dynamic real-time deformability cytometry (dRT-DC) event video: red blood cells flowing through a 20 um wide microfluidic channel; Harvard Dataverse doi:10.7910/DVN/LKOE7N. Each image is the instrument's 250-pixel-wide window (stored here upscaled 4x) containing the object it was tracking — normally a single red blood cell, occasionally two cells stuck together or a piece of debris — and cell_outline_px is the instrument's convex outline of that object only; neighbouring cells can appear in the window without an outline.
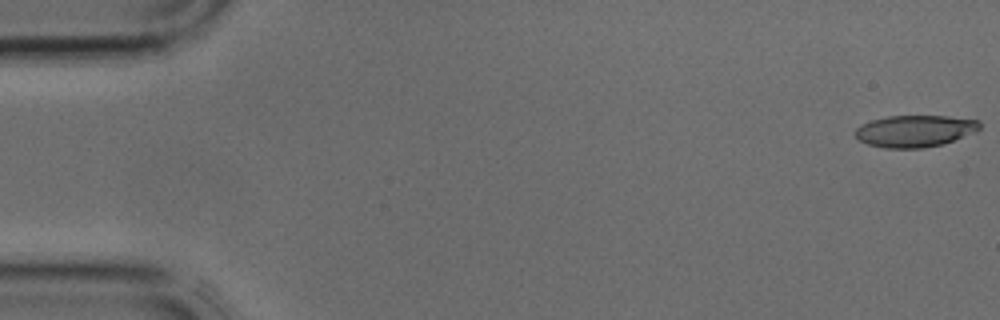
{"species": "common noctule bat (a hibernating species)", "species_latin": "Nyctalus noctula", "temperature_condition": "cold", "stored_images_in_passage": 40, "camera_frame_rate_fps": 3000, "um_per_image_px": 0.085, "animal": {"sex": "male", "body_mass_g": 17.9, "forearm_length_mm": 54.2}, "frame": {"image": 1, "passage_image": 1, "time_ms": 0.0, "image_size_px": [1000, 320], "cell_outline_px": [[980, 128], [976, 132], [940, 144], [920, 148], [884, 148], [868, 144], [860, 140], [856, 136], [856, 128], [872, 120], [888, 116], [948, 116], [980, 120]], "centroid_in_image_um": [77.78, 11.13], "position_along_channel_um": 7.2, "area_um2": 22.77}}
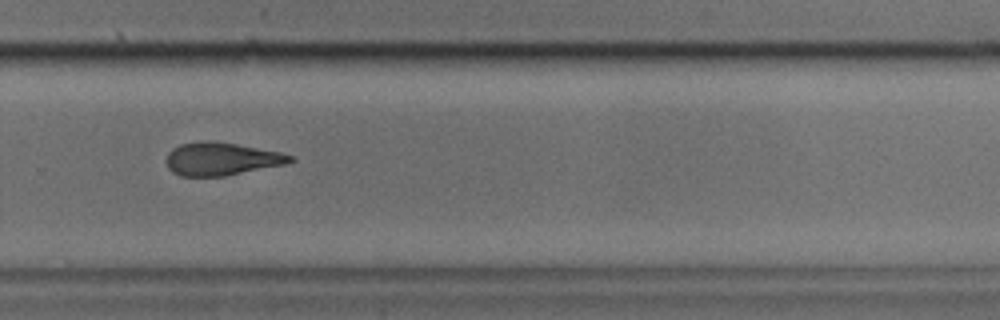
{"frame": {"image": 2, "passage_image": 27, "time_ms": 8.667, "image_size_px": [1000, 320], "cell_outline_px": [[296, 160], [288, 164], [224, 176], [180, 176], [172, 172], [168, 168], [168, 152], [172, 148], [180, 144], [204, 140], [212, 140], [236, 144], [280, 152], [292, 156]], "centroid_in_image_um": [18.84, 13.5], "position_along_channel_um": 311.0, "area_um2": 23.81}}
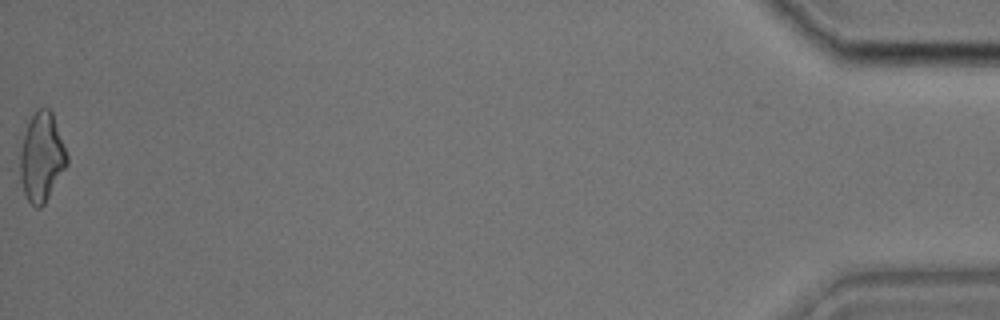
{"frame": {"image": 3, "passage_image": 40, "time_ms": 13.0, "image_size_px": [1000, 320], "cell_outline_px": [[68, 164], [44, 204], [40, 208], [36, 208], [28, 200], [24, 192], [20, 180], [20, 152], [24, 132], [32, 116], [40, 108], [48, 108], [52, 112], [68, 156]], "centroid_in_image_um": [3.54, 13.38], "position_along_channel_um": 431.7, "area_um2": 24.04}}